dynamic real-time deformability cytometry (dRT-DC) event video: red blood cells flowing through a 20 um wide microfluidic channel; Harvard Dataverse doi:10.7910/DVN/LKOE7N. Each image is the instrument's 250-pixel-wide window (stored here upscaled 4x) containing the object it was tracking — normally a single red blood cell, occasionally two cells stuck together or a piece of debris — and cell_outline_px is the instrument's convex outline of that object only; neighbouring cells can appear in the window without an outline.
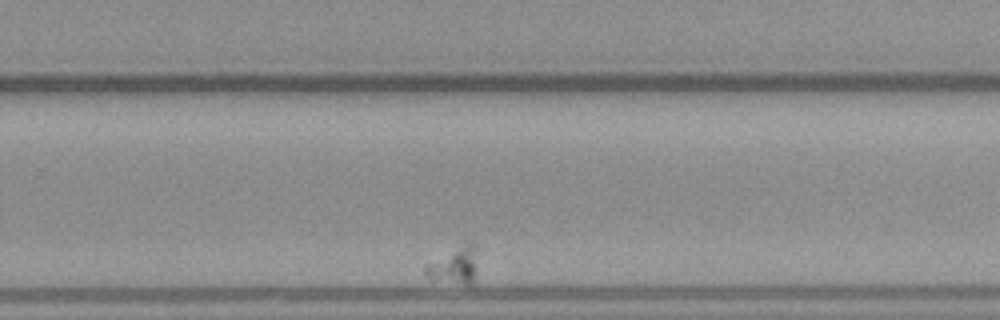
{"species": "common noctule bat (a hibernating species)", "species_latin": "Nyctalus noctula", "temperature_condition": "warm", "stored_images_in_passage": 45, "camera_frame_rate_fps": 3000, "um_per_image_px": 0.085, "animal": {"sex": "male", "body_mass_g": 23.1, "forearm_length_mm": 52.7}, "frame": {"image": 1, "passage_image": 37, "time_ms": 12.0, "image_size_px": [1000, 320], "cell_outline_px": [[476, 248], [472, 284], [464, 284], [432, 280], [424, 276], [424, 268], [428, 264], [468, 244], [476, 244]], "centroid_in_image_um": [38.57, 22.65], "position_along_channel_um": 291.2, "area_um2": 10.17}}